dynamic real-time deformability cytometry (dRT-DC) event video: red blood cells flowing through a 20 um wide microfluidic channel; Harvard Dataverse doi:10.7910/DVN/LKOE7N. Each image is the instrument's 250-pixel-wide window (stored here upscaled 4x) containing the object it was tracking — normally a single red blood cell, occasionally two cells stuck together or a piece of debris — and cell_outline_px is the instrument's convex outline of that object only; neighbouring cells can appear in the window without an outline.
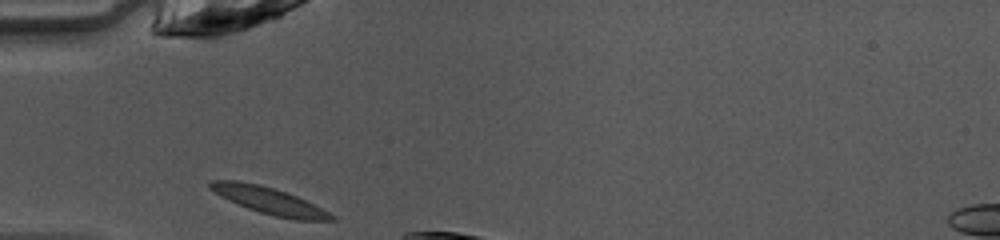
{"species": "common noctule bat (a hibernating species)", "species_latin": "Nyctalus noctula", "temperature_condition": "warm", "stored_images_in_passage": 4, "camera_frame_rate_fps": 3000, "um_per_image_px": 0.085, "animal": {"sex": "female", "body_mass_g": 10.0, "forearm_length_mm": 53.1}, "frame": {"image": 1, "passage_image": 1, "time_ms": 0.0, "image_size_px": [1000, 240], "cell_outline_px": [[336, 220], [296, 220], [276, 216], [260, 212], [248, 208], [228, 200], [220, 196], [208, 188], [208, 184], [212, 180], [236, 180], [260, 184], [276, 188], [296, 196], [328, 212]], "centroid_in_image_um": [22.8, 17.03], "position_along_channel_um": 62.2, "area_um2": 18.67}}